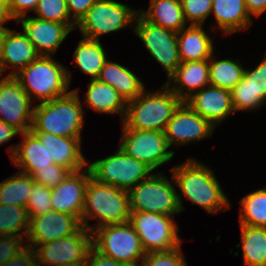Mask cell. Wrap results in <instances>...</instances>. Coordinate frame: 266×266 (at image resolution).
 I'll use <instances>...</instances> for the list:
<instances>
[{
    "mask_svg": "<svg viewBox=\"0 0 266 266\" xmlns=\"http://www.w3.org/2000/svg\"><path fill=\"white\" fill-rule=\"evenodd\" d=\"M173 182L191 203L205 208L208 214L230 208L213 170L194 159L173 167Z\"/></svg>",
    "mask_w": 266,
    "mask_h": 266,
    "instance_id": "obj_1",
    "label": "cell"
},
{
    "mask_svg": "<svg viewBox=\"0 0 266 266\" xmlns=\"http://www.w3.org/2000/svg\"><path fill=\"white\" fill-rule=\"evenodd\" d=\"M83 106L78 90L65 96L40 102L34 107L31 132L52 133L55 136L81 138Z\"/></svg>",
    "mask_w": 266,
    "mask_h": 266,
    "instance_id": "obj_2",
    "label": "cell"
},
{
    "mask_svg": "<svg viewBox=\"0 0 266 266\" xmlns=\"http://www.w3.org/2000/svg\"><path fill=\"white\" fill-rule=\"evenodd\" d=\"M162 90L156 93L144 90L135 99L128 101L122 128L164 132L173 113L183 101L166 83Z\"/></svg>",
    "mask_w": 266,
    "mask_h": 266,
    "instance_id": "obj_3",
    "label": "cell"
},
{
    "mask_svg": "<svg viewBox=\"0 0 266 266\" xmlns=\"http://www.w3.org/2000/svg\"><path fill=\"white\" fill-rule=\"evenodd\" d=\"M8 76L20 82L30 100L35 97L41 102L67 95L71 83L69 70L51 56H39L19 72L11 70Z\"/></svg>",
    "mask_w": 266,
    "mask_h": 266,
    "instance_id": "obj_4",
    "label": "cell"
},
{
    "mask_svg": "<svg viewBox=\"0 0 266 266\" xmlns=\"http://www.w3.org/2000/svg\"><path fill=\"white\" fill-rule=\"evenodd\" d=\"M129 195L127 190L97 182L94 178L88 181L85 205L81 224L91 232L94 226L88 224L89 218H98L96 228L108 224H122L130 218Z\"/></svg>",
    "mask_w": 266,
    "mask_h": 266,
    "instance_id": "obj_5",
    "label": "cell"
},
{
    "mask_svg": "<svg viewBox=\"0 0 266 266\" xmlns=\"http://www.w3.org/2000/svg\"><path fill=\"white\" fill-rule=\"evenodd\" d=\"M131 212H154L174 216L184 210L174 185L161 173H153L128 190Z\"/></svg>",
    "mask_w": 266,
    "mask_h": 266,
    "instance_id": "obj_6",
    "label": "cell"
},
{
    "mask_svg": "<svg viewBox=\"0 0 266 266\" xmlns=\"http://www.w3.org/2000/svg\"><path fill=\"white\" fill-rule=\"evenodd\" d=\"M92 247L127 266H141L138 262L146 256L141 240L129 222L95 228L92 231Z\"/></svg>",
    "mask_w": 266,
    "mask_h": 266,
    "instance_id": "obj_7",
    "label": "cell"
},
{
    "mask_svg": "<svg viewBox=\"0 0 266 266\" xmlns=\"http://www.w3.org/2000/svg\"><path fill=\"white\" fill-rule=\"evenodd\" d=\"M92 178L97 182L129 190L153 170L144 162L128 156L120 147L115 154L88 164Z\"/></svg>",
    "mask_w": 266,
    "mask_h": 266,
    "instance_id": "obj_8",
    "label": "cell"
},
{
    "mask_svg": "<svg viewBox=\"0 0 266 266\" xmlns=\"http://www.w3.org/2000/svg\"><path fill=\"white\" fill-rule=\"evenodd\" d=\"M139 10L114 0H96L94 5L86 12L76 24L84 38L100 40V36L119 31L135 24Z\"/></svg>",
    "mask_w": 266,
    "mask_h": 266,
    "instance_id": "obj_9",
    "label": "cell"
},
{
    "mask_svg": "<svg viewBox=\"0 0 266 266\" xmlns=\"http://www.w3.org/2000/svg\"><path fill=\"white\" fill-rule=\"evenodd\" d=\"M39 245V246H38ZM36 256L37 266H70L84 263L92 247V232L81 227L76 233L43 244H27ZM38 247V248H37Z\"/></svg>",
    "mask_w": 266,
    "mask_h": 266,
    "instance_id": "obj_10",
    "label": "cell"
},
{
    "mask_svg": "<svg viewBox=\"0 0 266 266\" xmlns=\"http://www.w3.org/2000/svg\"><path fill=\"white\" fill-rule=\"evenodd\" d=\"M173 216L154 212H131L129 223L138 234L146 253L169 251L181 246L179 228Z\"/></svg>",
    "mask_w": 266,
    "mask_h": 266,
    "instance_id": "obj_11",
    "label": "cell"
},
{
    "mask_svg": "<svg viewBox=\"0 0 266 266\" xmlns=\"http://www.w3.org/2000/svg\"><path fill=\"white\" fill-rule=\"evenodd\" d=\"M134 22L136 23L134 32L151 56L164 67L169 79L181 64L177 32L149 22L140 13L137 14Z\"/></svg>",
    "mask_w": 266,
    "mask_h": 266,
    "instance_id": "obj_12",
    "label": "cell"
},
{
    "mask_svg": "<svg viewBox=\"0 0 266 266\" xmlns=\"http://www.w3.org/2000/svg\"><path fill=\"white\" fill-rule=\"evenodd\" d=\"M120 148L130 157L144 162L152 170L170 161L174 151L164 132L139 129H122Z\"/></svg>",
    "mask_w": 266,
    "mask_h": 266,
    "instance_id": "obj_13",
    "label": "cell"
},
{
    "mask_svg": "<svg viewBox=\"0 0 266 266\" xmlns=\"http://www.w3.org/2000/svg\"><path fill=\"white\" fill-rule=\"evenodd\" d=\"M20 82L6 75L0 80V120L21 133L32 129L34 107Z\"/></svg>",
    "mask_w": 266,
    "mask_h": 266,
    "instance_id": "obj_14",
    "label": "cell"
},
{
    "mask_svg": "<svg viewBox=\"0 0 266 266\" xmlns=\"http://www.w3.org/2000/svg\"><path fill=\"white\" fill-rule=\"evenodd\" d=\"M214 126L182 102L175 110L164 130L169 147L188 144L211 136Z\"/></svg>",
    "mask_w": 266,
    "mask_h": 266,
    "instance_id": "obj_15",
    "label": "cell"
},
{
    "mask_svg": "<svg viewBox=\"0 0 266 266\" xmlns=\"http://www.w3.org/2000/svg\"><path fill=\"white\" fill-rule=\"evenodd\" d=\"M71 172L58 186L52 188L51 207L53 211L71 214L82 219L85 195L89 179L92 177L88 166Z\"/></svg>",
    "mask_w": 266,
    "mask_h": 266,
    "instance_id": "obj_16",
    "label": "cell"
},
{
    "mask_svg": "<svg viewBox=\"0 0 266 266\" xmlns=\"http://www.w3.org/2000/svg\"><path fill=\"white\" fill-rule=\"evenodd\" d=\"M81 227L82 224L78 217L52 210L30 219L27 243L52 242L76 233Z\"/></svg>",
    "mask_w": 266,
    "mask_h": 266,
    "instance_id": "obj_17",
    "label": "cell"
},
{
    "mask_svg": "<svg viewBox=\"0 0 266 266\" xmlns=\"http://www.w3.org/2000/svg\"><path fill=\"white\" fill-rule=\"evenodd\" d=\"M23 32L40 56H52L72 31L65 23L42 20L36 17H21Z\"/></svg>",
    "mask_w": 266,
    "mask_h": 266,
    "instance_id": "obj_18",
    "label": "cell"
},
{
    "mask_svg": "<svg viewBox=\"0 0 266 266\" xmlns=\"http://www.w3.org/2000/svg\"><path fill=\"white\" fill-rule=\"evenodd\" d=\"M184 102L214 127L235 112L230 90L213 85L195 92Z\"/></svg>",
    "mask_w": 266,
    "mask_h": 266,
    "instance_id": "obj_19",
    "label": "cell"
},
{
    "mask_svg": "<svg viewBox=\"0 0 266 266\" xmlns=\"http://www.w3.org/2000/svg\"><path fill=\"white\" fill-rule=\"evenodd\" d=\"M48 148L54 163L69 168L72 172L84 170L87 160L81 152V138L55 136L52 133L32 132Z\"/></svg>",
    "mask_w": 266,
    "mask_h": 266,
    "instance_id": "obj_20",
    "label": "cell"
},
{
    "mask_svg": "<svg viewBox=\"0 0 266 266\" xmlns=\"http://www.w3.org/2000/svg\"><path fill=\"white\" fill-rule=\"evenodd\" d=\"M21 136L24 138L21 143L8 148L11 161L21 168V172L32 175L54 163L48 148L31 131L21 133Z\"/></svg>",
    "mask_w": 266,
    "mask_h": 266,
    "instance_id": "obj_21",
    "label": "cell"
},
{
    "mask_svg": "<svg viewBox=\"0 0 266 266\" xmlns=\"http://www.w3.org/2000/svg\"><path fill=\"white\" fill-rule=\"evenodd\" d=\"M171 82L175 84L170 87ZM166 84L184 102L210 84L209 60L181 62Z\"/></svg>",
    "mask_w": 266,
    "mask_h": 266,
    "instance_id": "obj_22",
    "label": "cell"
},
{
    "mask_svg": "<svg viewBox=\"0 0 266 266\" xmlns=\"http://www.w3.org/2000/svg\"><path fill=\"white\" fill-rule=\"evenodd\" d=\"M40 55L27 35L11 29L4 30L2 35V76L8 66L18 67L19 72Z\"/></svg>",
    "mask_w": 266,
    "mask_h": 266,
    "instance_id": "obj_23",
    "label": "cell"
},
{
    "mask_svg": "<svg viewBox=\"0 0 266 266\" xmlns=\"http://www.w3.org/2000/svg\"><path fill=\"white\" fill-rule=\"evenodd\" d=\"M179 57L181 62L209 60L214 53L211 38L202 25H189L177 32Z\"/></svg>",
    "mask_w": 266,
    "mask_h": 266,
    "instance_id": "obj_24",
    "label": "cell"
},
{
    "mask_svg": "<svg viewBox=\"0 0 266 266\" xmlns=\"http://www.w3.org/2000/svg\"><path fill=\"white\" fill-rule=\"evenodd\" d=\"M97 79L115 88L126 102L135 99L145 88L131 70L109 60L104 63Z\"/></svg>",
    "mask_w": 266,
    "mask_h": 266,
    "instance_id": "obj_25",
    "label": "cell"
},
{
    "mask_svg": "<svg viewBox=\"0 0 266 266\" xmlns=\"http://www.w3.org/2000/svg\"><path fill=\"white\" fill-rule=\"evenodd\" d=\"M84 98L90 109L99 113H118L123 122L127 102L111 85L98 79H92L88 84V90Z\"/></svg>",
    "mask_w": 266,
    "mask_h": 266,
    "instance_id": "obj_26",
    "label": "cell"
},
{
    "mask_svg": "<svg viewBox=\"0 0 266 266\" xmlns=\"http://www.w3.org/2000/svg\"><path fill=\"white\" fill-rule=\"evenodd\" d=\"M211 13L223 34H232L252 24L244 0H213Z\"/></svg>",
    "mask_w": 266,
    "mask_h": 266,
    "instance_id": "obj_27",
    "label": "cell"
},
{
    "mask_svg": "<svg viewBox=\"0 0 266 266\" xmlns=\"http://www.w3.org/2000/svg\"><path fill=\"white\" fill-rule=\"evenodd\" d=\"M139 13L149 22L175 32L186 27L180 0H150L147 11Z\"/></svg>",
    "mask_w": 266,
    "mask_h": 266,
    "instance_id": "obj_28",
    "label": "cell"
},
{
    "mask_svg": "<svg viewBox=\"0 0 266 266\" xmlns=\"http://www.w3.org/2000/svg\"><path fill=\"white\" fill-rule=\"evenodd\" d=\"M74 62L82 72L97 79L107 58L100 40L83 38L74 51Z\"/></svg>",
    "mask_w": 266,
    "mask_h": 266,
    "instance_id": "obj_29",
    "label": "cell"
},
{
    "mask_svg": "<svg viewBox=\"0 0 266 266\" xmlns=\"http://www.w3.org/2000/svg\"><path fill=\"white\" fill-rule=\"evenodd\" d=\"M244 266H266V227L240 225Z\"/></svg>",
    "mask_w": 266,
    "mask_h": 266,
    "instance_id": "obj_30",
    "label": "cell"
},
{
    "mask_svg": "<svg viewBox=\"0 0 266 266\" xmlns=\"http://www.w3.org/2000/svg\"><path fill=\"white\" fill-rule=\"evenodd\" d=\"M32 175L17 172L0 182V204L17 205L26 208L33 188Z\"/></svg>",
    "mask_w": 266,
    "mask_h": 266,
    "instance_id": "obj_31",
    "label": "cell"
},
{
    "mask_svg": "<svg viewBox=\"0 0 266 266\" xmlns=\"http://www.w3.org/2000/svg\"><path fill=\"white\" fill-rule=\"evenodd\" d=\"M213 56L209 59L210 85L231 91L241 81L244 68L238 60H216Z\"/></svg>",
    "mask_w": 266,
    "mask_h": 266,
    "instance_id": "obj_32",
    "label": "cell"
},
{
    "mask_svg": "<svg viewBox=\"0 0 266 266\" xmlns=\"http://www.w3.org/2000/svg\"><path fill=\"white\" fill-rule=\"evenodd\" d=\"M29 221L25 207L0 204V236L27 237Z\"/></svg>",
    "mask_w": 266,
    "mask_h": 266,
    "instance_id": "obj_33",
    "label": "cell"
},
{
    "mask_svg": "<svg viewBox=\"0 0 266 266\" xmlns=\"http://www.w3.org/2000/svg\"><path fill=\"white\" fill-rule=\"evenodd\" d=\"M240 203V225L266 227V188L249 193Z\"/></svg>",
    "mask_w": 266,
    "mask_h": 266,
    "instance_id": "obj_34",
    "label": "cell"
},
{
    "mask_svg": "<svg viewBox=\"0 0 266 266\" xmlns=\"http://www.w3.org/2000/svg\"><path fill=\"white\" fill-rule=\"evenodd\" d=\"M34 12L36 18L65 23L71 30L76 29V23L70 20L66 0H39Z\"/></svg>",
    "mask_w": 266,
    "mask_h": 266,
    "instance_id": "obj_35",
    "label": "cell"
},
{
    "mask_svg": "<svg viewBox=\"0 0 266 266\" xmlns=\"http://www.w3.org/2000/svg\"><path fill=\"white\" fill-rule=\"evenodd\" d=\"M230 92L235 112L258 109L265 103L259 95L254 94L249 80L244 77Z\"/></svg>",
    "mask_w": 266,
    "mask_h": 266,
    "instance_id": "obj_36",
    "label": "cell"
},
{
    "mask_svg": "<svg viewBox=\"0 0 266 266\" xmlns=\"http://www.w3.org/2000/svg\"><path fill=\"white\" fill-rule=\"evenodd\" d=\"M52 188L46 187L34 181L30 197L26 204L29 220L52 211L51 207Z\"/></svg>",
    "mask_w": 266,
    "mask_h": 266,
    "instance_id": "obj_37",
    "label": "cell"
},
{
    "mask_svg": "<svg viewBox=\"0 0 266 266\" xmlns=\"http://www.w3.org/2000/svg\"><path fill=\"white\" fill-rule=\"evenodd\" d=\"M184 19L190 25H203L211 14L213 0H180Z\"/></svg>",
    "mask_w": 266,
    "mask_h": 266,
    "instance_id": "obj_38",
    "label": "cell"
},
{
    "mask_svg": "<svg viewBox=\"0 0 266 266\" xmlns=\"http://www.w3.org/2000/svg\"><path fill=\"white\" fill-rule=\"evenodd\" d=\"M181 251L179 246L169 251L146 253L141 266H187Z\"/></svg>",
    "mask_w": 266,
    "mask_h": 266,
    "instance_id": "obj_39",
    "label": "cell"
},
{
    "mask_svg": "<svg viewBox=\"0 0 266 266\" xmlns=\"http://www.w3.org/2000/svg\"><path fill=\"white\" fill-rule=\"evenodd\" d=\"M71 172L69 168L53 163L50 167L35 171L32 178L36 183L53 188L58 186Z\"/></svg>",
    "mask_w": 266,
    "mask_h": 266,
    "instance_id": "obj_40",
    "label": "cell"
},
{
    "mask_svg": "<svg viewBox=\"0 0 266 266\" xmlns=\"http://www.w3.org/2000/svg\"><path fill=\"white\" fill-rule=\"evenodd\" d=\"M243 77L249 80L251 89L255 95H259L266 101V56L254 70L244 69Z\"/></svg>",
    "mask_w": 266,
    "mask_h": 266,
    "instance_id": "obj_41",
    "label": "cell"
},
{
    "mask_svg": "<svg viewBox=\"0 0 266 266\" xmlns=\"http://www.w3.org/2000/svg\"><path fill=\"white\" fill-rule=\"evenodd\" d=\"M23 239L14 236H0V266L16 257L27 247L26 244H23Z\"/></svg>",
    "mask_w": 266,
    "mask_h": 266,
    "instance_id": "obj_42",
    "label": "cell"
},
{
    "mask_svg": "<svg viewBox=\"0 0 266 266\" xmlns=\"http://www.w3.org/2000/svg\"><path fill=\"white\" fill-rule=\"evenodd\" d=\"M96 0H66L71 20L77 24Z\"/></svg>",
    "mask_w": 266,
    "mask_h": 266,
    "instance_id": "obj_43",
    "label": "cell"
},
{
    "mask_svg": "<svg viewBox=\"0 0 266 266\" xmlns=\"http://www.w3.org/2000/svg\"><path fill=\"white\" fill-rule=\"evenodd\" d=\"M39 0H8V6L12 17L16 20L26 16L28 10L34 11Z\"/></svg>",
    "mask_w": 266,
    "mask_h": 266,
    "instance_id": "obj_44",
    "label": "cell"
},
{
    "mask_svg": "<svg viewBox=\"0 0 266 266\" xmlns=\"http://www.w3.org/2000/svg\"><path fill=\"white\" fill-rule=\"evenodd\" d=\"M86 261L88 266H127L124 263L101 254L93 247L90 248Z\"/></svg>",
    "mask_w": 266,
    "mask_h": 266,
    "instance_id": "obj_45",
    "label": "cell"
},
{
    "mask_svg": "<svg viewBox=\"0 0 266 266\" xmlns=\"http://www.w3.org/2000/svg\"><path fill=\"white\" fill-rule=\"evenodd\" d=\"M2 266H37L35 253L30 247H26L20 254Z\"/></svg>",
    "mask_w": 266,
    "mask_h": 266,
    "instance_id": "obj_46",
    "label": "cell"
},
{
    "mask_svg": "<svg viewBox=\"0 0 266 266\" xmlns=\"http://www.w3.org/2000/svg\"><path fill=\"white\" fill-rule=\"evenodd\" d=\"M249 15L259 17L266 11V0H244Z\"/></svg>",
    "mask_w": 266,
    "mask_h": 266,
    "instance_id": "obj_47",
    "label": "cell"
},
{
    "mask_svg": "<svg viewBox=\"0 0 266 266\" xmlns=\"http://www.w3.org/2000/svg\"><path fill=\"white\" fill-rule=\"evenodd\" d=\"M17 134H21L18 129L0 120V145L11 140Z\"/></svg>",
    "mask_w": 266,
    "mask_h": 266,
    "instance_id": "obj_48",
    "label": "cell"
},
{
    "mask_svg": "<svg viewBox=\"0 0 266 266\" xmlns=\"http://www.w3.org/2000/svg\"><path fill=\"white\" fill-rule=\"evenodd\" d=\"M14 19L10 13L8 0H0V30H8L4 27L5 22Z\"/></svg>",
    "mask_w": 266,
    "mask_h": 266,
    "instance_id": "obj_49",
    "label": "cell"
},
{
    "mask_svg": "<svg viewBox=\"0 0 266 266\" xmlns=\"http://www.w3.org/2000/svg\"><path fill=\"white\" fill-rule=\"evenodd\" d=\"M4 30H0V76H2V35Z\"/></svg>",
    "mask_w": 266,
    "mask_h": 266,
    "instance_id": "obj_50",
    "label": "cell"
},
{
    "mask_svg": "<svg viewBox=\"0 0 266 266\" xmlns=\"http://www.w3.org/2000/svg\"><path fill=\"white\" fill-rule=\"evenodd\" d=\"M70 266H88V264H87V261H86L84 263H80V264H77V265H70Z\"/></svg>",
    "mask_w": 266,
    "mask_h": 266,
    "instance_id": "obj_51",
    "label": "cell"
}]
</instances>
